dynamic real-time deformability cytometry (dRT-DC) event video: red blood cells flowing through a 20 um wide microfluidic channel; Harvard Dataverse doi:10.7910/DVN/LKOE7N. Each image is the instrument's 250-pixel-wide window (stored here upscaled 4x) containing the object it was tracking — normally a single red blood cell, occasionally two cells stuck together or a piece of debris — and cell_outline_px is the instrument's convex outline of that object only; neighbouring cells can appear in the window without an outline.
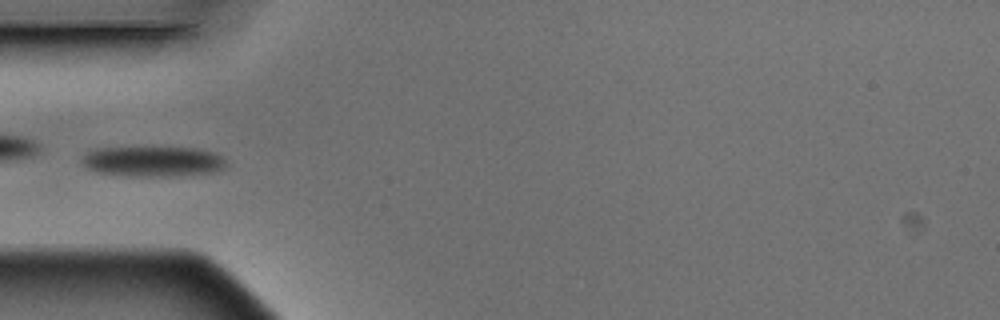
{"species": "Egyptian fruit bat (a non-hibernating species)", "species_latin": "Rousettus aegyptiacus", "temperature_condition": "warm", "stored_images_in_passage": 4, "camera_frame_rate_fps": 3000, "um_per_image_px": 0.085, "animal": {"sex": "male"}, "frame": {"image": 1, "passage_image": 4, "time_ms": 1.0, "image_size_px": [1000, 320], "cell_outline_px": [[228, 168], [216, 172], [176, 176], [128, 176], [96, 172], [88, 168], [80, 160], [88, 152], [96, 148], [196, 148], [216, 152], [228, 164]], "centroid_in_image_um": [13.07, 13.73], "position_along_channel_um": 71.9, "area_um2": 25.61}}